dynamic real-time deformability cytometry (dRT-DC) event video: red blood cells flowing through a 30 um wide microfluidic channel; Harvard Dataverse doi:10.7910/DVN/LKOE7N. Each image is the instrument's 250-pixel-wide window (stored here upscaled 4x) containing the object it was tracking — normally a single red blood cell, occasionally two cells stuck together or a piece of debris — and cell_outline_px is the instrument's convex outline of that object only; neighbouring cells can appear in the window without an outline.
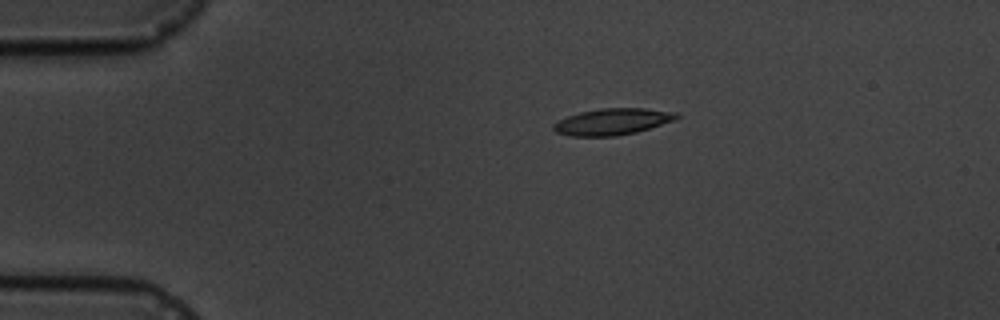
{"species": "common noctule bat (a hibernating species)", "species_latin": "Nyctalus noctula", "temperature_condition": "cold", "stored_images_in_passage": 4, "camera_frame_rate_fps": 3000, "um_per_image_px": 0.085, "animal": {"sex": "male", "body_mass_g": 19.5, "forearm_length_mm": 54.6}, "frame": {"image": 1, "passage_image": 1, "time_ms": 0.0, "image_size_px": [1000, 320], "cell_outline_px": [[680, 116], [676, 120], [636, 132], [616, 136], [572, 136], [556, 132], [552, 128], [552, 124], [568, 116], [580, 112], [600, 108], [644, 108], [676, 112]], "centroid_in_image_um": [52.07, 10.34], "position_along_channel_um": 32.9, "area_um2": 18.96}}
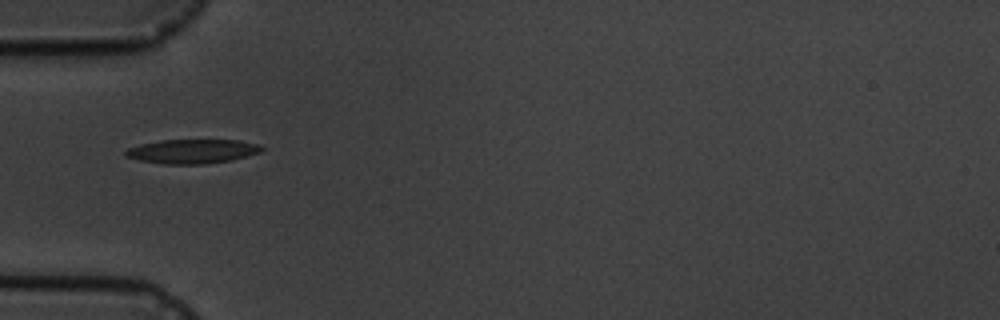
{"frame": {"image": 2, "passage_image": 3, "time_ms": 2.333, "image_size_px": [1000, 320], "cell_outline_px": [[264, 148], [260, 152], [232, 160], [204, 164], [164, 164], [140, 160], [124, 156], [124, 152], [128, 148], [140, 144], [160, 140], [240, 140], [260, 144]], "centroid_in_image_um": [16.35, 12.86], "position_along_channel_um": 68.6, "area_um2": 19.25}}
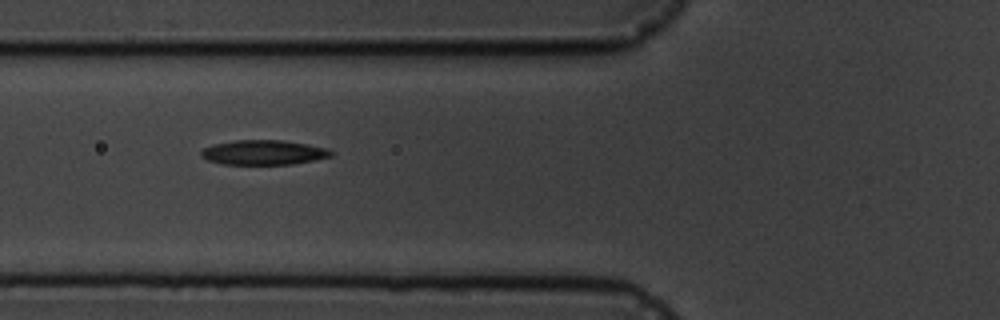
{"frame": {"image": 3, "passage_image": 4, "time_ms": 3.333, "image_size_px": [1000, 320], "cell_outline_px": [[332, 156], [292, 164], [224, 164], [208, 160], [200, 156], [200, 152], [204, 148], [212, 144], [236, 140], [284, 140], [308, 144], [328, 148], [332, 152]], "centroid_in_image_um": [22.39, 12.95], "position_along_channel_um": 103.4, "area_um2": 18.67}}